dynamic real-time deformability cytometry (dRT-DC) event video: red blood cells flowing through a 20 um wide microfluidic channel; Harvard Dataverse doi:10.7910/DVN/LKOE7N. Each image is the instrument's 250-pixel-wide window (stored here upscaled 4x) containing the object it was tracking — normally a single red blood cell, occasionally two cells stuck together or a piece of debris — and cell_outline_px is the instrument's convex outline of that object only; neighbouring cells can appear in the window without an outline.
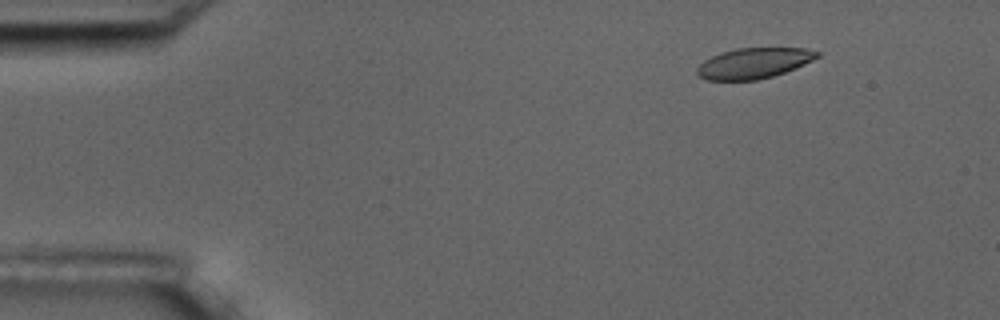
{"species": "common noctule bat (a hibernating species)", "species_latin": "Nyctalus noctula", "temperature_condition": "room temperature", "stored_images_in_passage": 5, "camera_frame_rate_fps": 3000, "um_per_image_px": 0.085, "animal": {"sex": "male", "body_mass_g": 17.5, "forearm_length_mm": 52.3}, "frame": {"image": 1, "passage_image": 2, "time_ms": 1.0, "image_size_px": [1000, 320], "cell_outline_px": [[820, 56], [804, 64], [784, 72], [772, 76], [756, 80], [708, 80], [700, 76], [696, 72], [696, 68], [704, 60], [712, 56], [736, 48], [804, 48], [820, 52]], "centroid_in_image_um": [64.07, 5.37], "position_along_channel_um": 20.9, "area_um2": 21.15}}
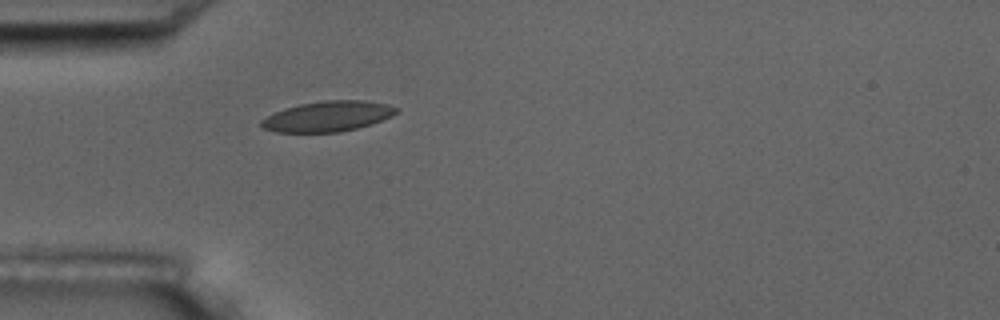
{"frame": {"image": 2, "passage_image": 5, "time_ms": 4.333, "image_size_px": [1000, 320], "cell_outline_px": [[396, 112], [392, 116], [372, 124], [340, 132], [276, 132], [264, 128], [260, 124], [260, 120], [284, 108], [300, 104], [324, 100], [364, 100], [388, 104], [396, 108]], "centroid_in_image_um": [27.86, 9.88], "position_along_channel_um": 57.1, "area_um2": 23.76}}